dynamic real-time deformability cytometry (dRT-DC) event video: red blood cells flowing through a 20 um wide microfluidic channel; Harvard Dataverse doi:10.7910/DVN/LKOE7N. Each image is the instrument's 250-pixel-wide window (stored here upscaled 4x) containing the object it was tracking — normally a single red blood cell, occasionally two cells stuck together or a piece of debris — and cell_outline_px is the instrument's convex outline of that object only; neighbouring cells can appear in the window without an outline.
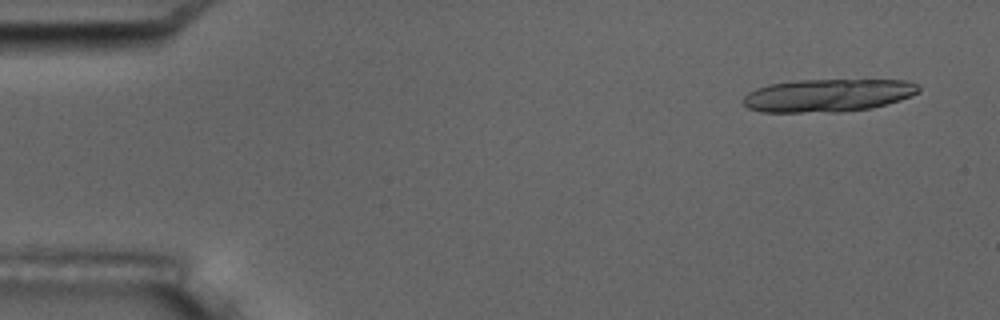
{"species": "common noctule bat (a hibernating species)", "species_latin": "Nyctalus noctula", "temperature_condition": "room temperature", "stored_images_in_passage": 7, "camera_frame_rate_fps": 3000, "um_per_image_px": 0.085, "animal": {"sex": "male", "body_mass_g": 17.5, "forearm_length_mm": 52.3}, "frame": {"image": 1, "passage_image": 1, "time_ms": 0.0, "image_size_px": [1000, 320], "cell_outline_px": [[920, 92], [912, 96], [900, 100], [872, 108], [836, 112], [760, 112], [748, 108], [740, 100], [748, 92], [756, 88], [768, 84], [796, 80], [904, 80], [916, 84], [920, 88]], "centroid_in_image_um": [70.33, 8.11], "position_along_channel_um": 14.7, "area_um2": 33.81}}